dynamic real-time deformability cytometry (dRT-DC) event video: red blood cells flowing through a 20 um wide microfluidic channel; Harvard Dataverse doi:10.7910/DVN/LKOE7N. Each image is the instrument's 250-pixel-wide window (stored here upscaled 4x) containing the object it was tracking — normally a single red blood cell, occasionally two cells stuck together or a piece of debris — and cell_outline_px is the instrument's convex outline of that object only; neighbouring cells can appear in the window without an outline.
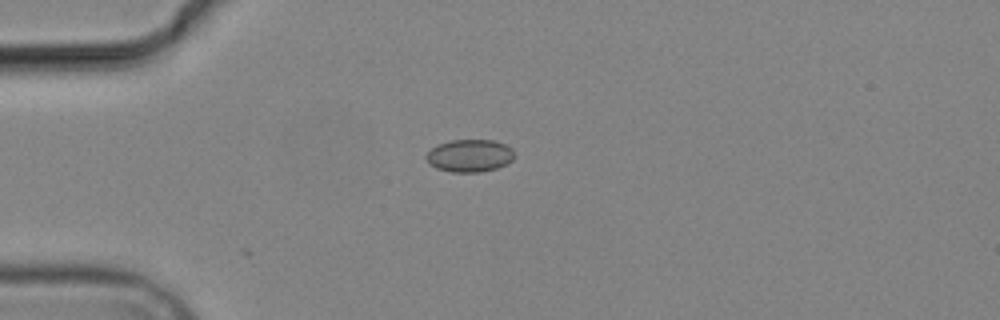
{"species": "common noctule bat (a hibernating species)", "species_latin": "Nyctalus noctula", "temperature_condition": "cold", "stored_images_in_passage": 4, "camera_frame_rate_fps": 3000, "um_per_image_px": 0.085, "animal": {"sex": "male", "body_mass_g": 19.2, "forearm_length_mm": 51.8}, "frame": {"image": 1, "passage_image": 4, "time_ms": 4.667, "image_size_px": [1000, 320], "cell_outline_px": [[512, 160], [496, 168], [480, 172], [452, 172], [436, 168], [428, 164], [424, 156], [436, 144], [452, 140], [492, 140], [504, 144], [512, 148]], "centroid_in_image_um": [39.85, 13.23], "position_along_channel_um": 45.1, "area_um2": 16.65}}